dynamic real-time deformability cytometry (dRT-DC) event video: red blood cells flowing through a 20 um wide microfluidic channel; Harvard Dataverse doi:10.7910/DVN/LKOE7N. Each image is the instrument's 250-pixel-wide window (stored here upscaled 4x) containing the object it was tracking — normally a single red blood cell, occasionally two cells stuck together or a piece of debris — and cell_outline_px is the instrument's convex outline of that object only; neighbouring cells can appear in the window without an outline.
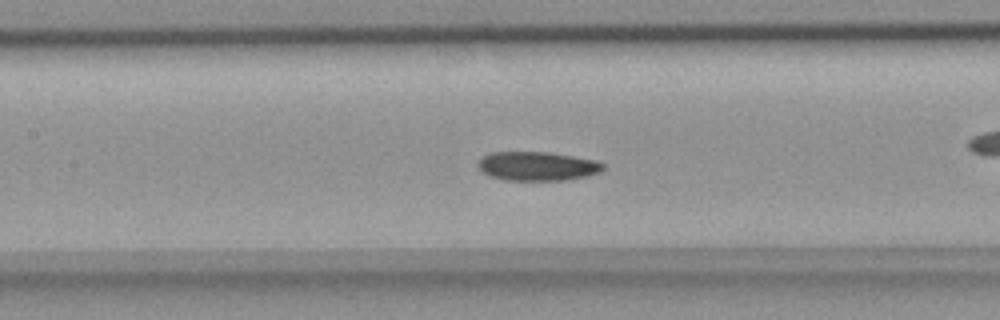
{"species": "common noctule bat (a hibernating species)", "species_latin": "Nyctalus noctula", "temperature_condition": "room temperature", "stored_images_in_passage": 45, "camera_frame_rate_fps": 3000, "um_per_image_px": 0.085, "animal": {"sex": "female", "body_mass_g": 18.4}, "frame": {"image": 1, "passage_image": 15, "time_ms": 4.667, "image_size_px": [1000, 320], "cell_outline_px": [[604, 168], [600, 172], [568, 180], [504, 180], [488, 176], [480, 172], [480, 160], [484, 156], [492, 152], [548, 152], [596, 160], [604, 164]], "centroid_in_image_um": [45.67, 14.13], "position_along_channel_um": 161.7, "area_um2": 21.04}}
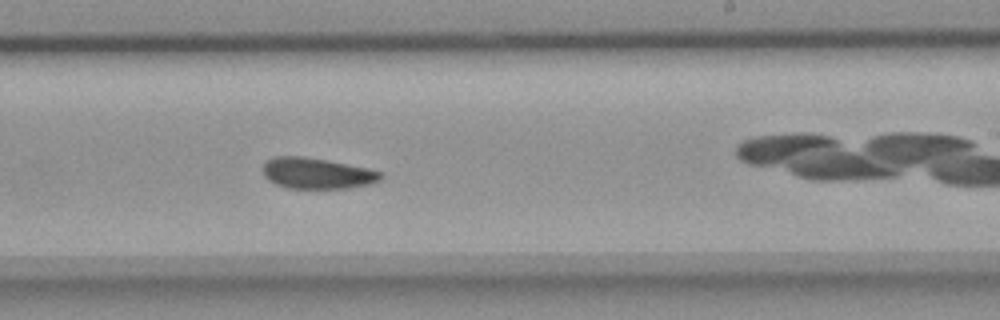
{"frame": {"image": 2, "passage_image": 23, "time_ms": 7.333, "image_size_px": [1000, 320], "cell_outline_px": [[384, 176], [380, 180], [368, 184], [348, 188], [284, 188], [268, 180], [264, 176], [264, 164], [272, 156], [304, 156], [368, 168], [380, 172]], "centroid_in_image_um": [26.92, 14.73], "position_along_channel_um": 262.1, "area_um2": 21.15}}
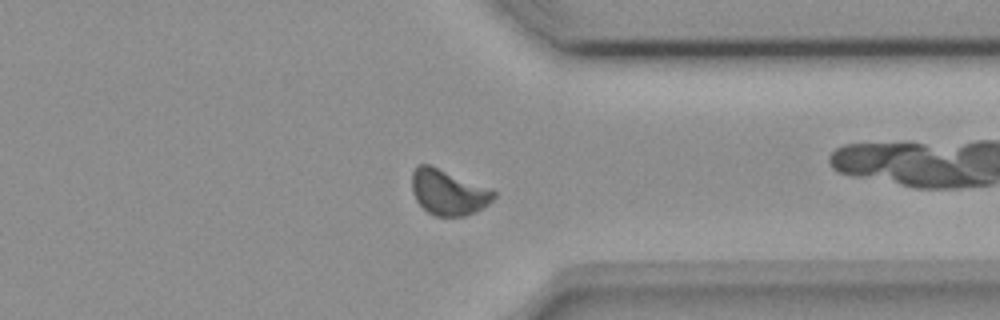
{"frame": {"image": 3, "passage_image": 32, "time_ms": 10.333, "image_size_px": [1000, 320], "cell_outline_px": [[496, 196], [488, 204], [476, 212], [464, 216], [432, 216], [416, 200], [412, 192], [412, 172], [416, 164], [428, 164], [492, 188], [496, 192]], "centroid_in_image_um": [38.11, 16.34], "position_along_channel_um": 373.3, "area_um2": 21.85}, "authors_computed_cell_mechanics": {"area_um2": 21.5016, "velocity_mm_per_s": 3.7774, "shape_relaxation_time_tau1_ms": null, "shape_relaxation_time_tau2_ms": 5.6453, "deformation_change_tau1": null, "deformation_change_tau2": 0.1057}}